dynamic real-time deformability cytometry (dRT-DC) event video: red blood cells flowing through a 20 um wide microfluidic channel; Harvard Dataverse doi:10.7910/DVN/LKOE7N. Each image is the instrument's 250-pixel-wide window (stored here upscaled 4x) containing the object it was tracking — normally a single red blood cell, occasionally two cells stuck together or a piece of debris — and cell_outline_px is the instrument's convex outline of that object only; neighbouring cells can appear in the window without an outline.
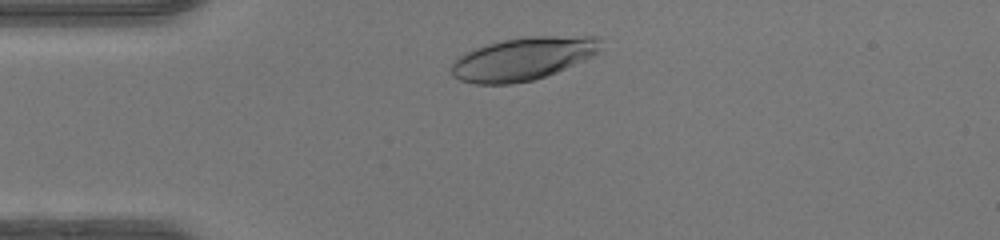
{"species": "human", "species_latin": "Homo sapiens", "temperature_condition": "warm", "stored_images_in_passage": 33, "camera_frame_rate_fps": 3000, "um_per_image_px": 0.085, "donor": {"sex": "female"}, "frame": {"image": 1, "passage_image": 4, "time_ms": 1.0, "image_size_px": [1000, 240], "cell_outline_px": [[600, 48], [592, 56], [584, 60], [556, 72], [532, 80], [512, 84], [476, 84], [460, 80], [452, 76], [448, 68], [464, 52], [488, 44], [504, 40], [528, 36], [600, 36]], "centroid_in_image_um": [44.42, 5.0], "position_along_channel_um": 40.6, "area_um2": 37.22}}
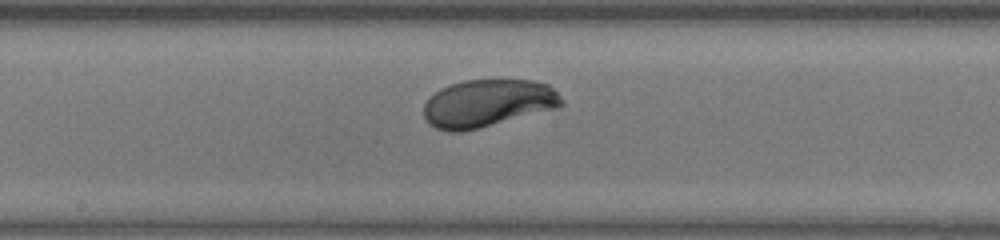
{"frame": {"image": 2, "passage_image": 18, "time_ms": 5.667, "image_size_px": [1000, 240], "cell_outline_px": [[564, 104], [556, 108], [464, 132], [448, 132], [436, 128], [428, 124], [424, 116], [424, 104], [440, 88], [448, 84], [464, 80], [532, 80], [548, 84], [564, 100]], "centroid_in_image_um": [41.43, 8.78], "position_along_channel_um": 206.8, "area_um2": 38.21}}
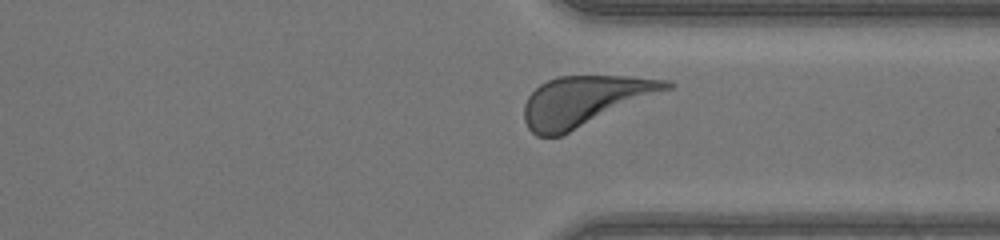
{"frame": {"image": 3, "passage_image": 29, "time_ms": 9.333, "image_size_px": [1000, 240], "cell_outline_px": [[676, 84], [672, 88], [564, 136], [536, 136], [528, 128], [524, 120], [524, 104], [528, 96], [540, 84], [548, 80], [560, 76], [628, 76], [672, 80]], "centroid_in_image_um": [49.73, 8.59], "position_along_channel_um": 361.7, "area_um2": 41.91}, "authors_computed_cell_mechanics": {"area_um2": 38.2058, "velocity_mm_per_s": 4.216, "shape_relaxation_time_tau1_ms": 1.7959, "shape_relaxation_time_tau2_ms": null, "deformation_change_tau1": 0.1454, "deformation_change_tau2": null}}